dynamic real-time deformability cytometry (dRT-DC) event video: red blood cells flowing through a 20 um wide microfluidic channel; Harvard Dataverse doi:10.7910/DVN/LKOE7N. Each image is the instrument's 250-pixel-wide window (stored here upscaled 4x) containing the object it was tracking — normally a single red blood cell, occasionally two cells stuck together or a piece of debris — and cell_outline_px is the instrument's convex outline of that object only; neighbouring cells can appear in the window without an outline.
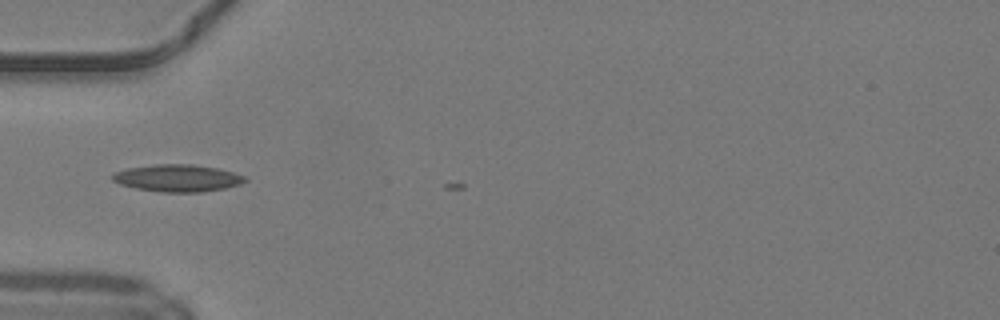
{"species": "common noctule bat (a hibernating species)", "species_latin": "Nyctalus noctula", "temperature_condition": "warm", "stored_images_in_passage": 3, "camera_frame_rate_fps": 3000, "um_per_image_px": 0.085, "animal": {"sex": "male", "body_mass_g": 19.2, "forearm_length_mm": 51.8}, "frame": {"image": 1, "passage_image": 2, "time_ms": 0.333, "image_size_px": [1000, 320], "cell_outline_px": [[248, 180], [240, 184], [224, 188], [200, 192], [160, 192], [136, 188], [120, 184], [112, 180], [112, 172], [128, 168], [156, 164], [192, 164], [216, 168], [232, 172], [244, 176]], "centroid_in_image_um": [15.06, 15.13], "position_along_channel_um": 69.9, "area_um2": 20.87}}